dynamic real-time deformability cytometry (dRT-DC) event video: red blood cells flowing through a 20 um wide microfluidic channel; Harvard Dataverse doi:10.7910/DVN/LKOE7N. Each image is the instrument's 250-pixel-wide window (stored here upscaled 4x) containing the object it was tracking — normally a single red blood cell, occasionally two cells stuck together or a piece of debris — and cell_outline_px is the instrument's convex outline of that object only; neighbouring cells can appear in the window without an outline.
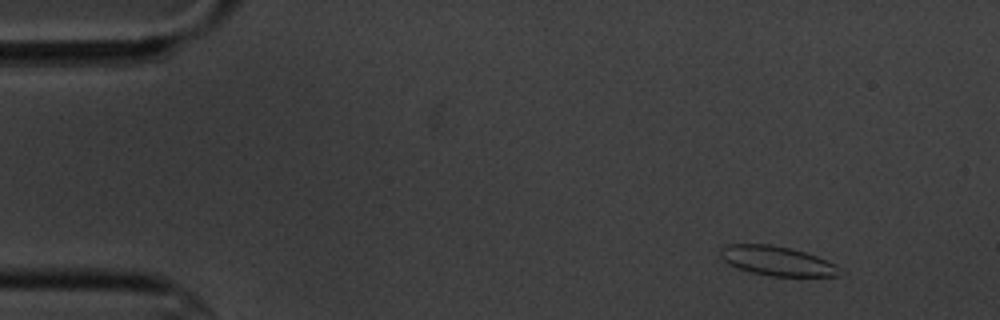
{"species": "common noctule bat (a hibernating species)", "species_latin": "Nyctalus noctula", "temperature_condition": "cold", "stored_images_in_passage": 3, "camera_frame_rate_fps": 3000, "um_per_image_px": 0.085, "animal": {"sex": "male", "body_mass_g": 20.1, "forearm_length_mm": 53.5}, "frame": {"image": 1, "passage_image": 1, "time_ms": 0.0, "image_size_px": [1000, 320], "cell_outline_px": [[840, 276], [772, 276], [752, 272], [736, 268], [728, 264], [720, 256], [720, 248], [728, 244], [768, 244], [788, 248], [804, 252], [816, 256], [836, 264]], "centroid_in_image_um": [66.0, 22.17], "position_along_channel_um": 19.0, "area_um2": 20.23}}
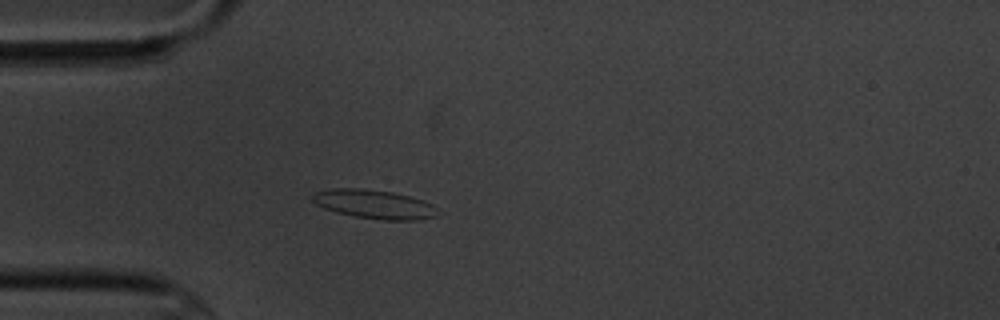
{"frame": {"image": 2, "passage_image": 3, "time_ms": 3.333, "image_size_px": [1000, 320], "cell_outline_px": [[444, 212], [436, 216], [416, 220], [384, 220], [352, 216], [336, 212], [324, 208], [316, 204], [312, 200], [312, 196], [316, 192], [332, 188], [360, 188], [392, 192], [408, 196], [432, 204]], "centroid_in_image_um": [31.85, 17.37], "position_along_channel_um": 53.2, "area_um2": 21.15}}